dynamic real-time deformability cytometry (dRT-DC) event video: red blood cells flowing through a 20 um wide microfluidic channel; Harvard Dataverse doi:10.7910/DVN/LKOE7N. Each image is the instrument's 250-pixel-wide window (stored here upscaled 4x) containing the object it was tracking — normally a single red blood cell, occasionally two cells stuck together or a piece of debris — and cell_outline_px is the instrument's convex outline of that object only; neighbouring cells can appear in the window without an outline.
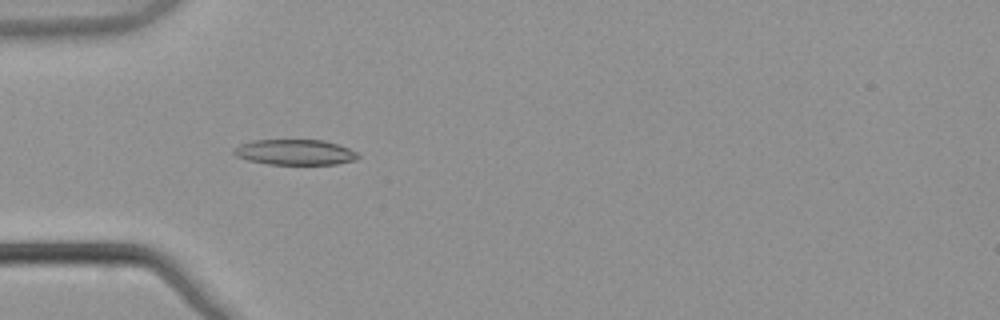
{"species": "common noctule bat (a hibernating species)", "species_latin": "Nyctalus noctula", "temperature_condition": "warm", "stored_images_in_passage": 54, "camera_frame_rate_fps": 3000, "um_per_image_px": 0.085, "animal": {"sex": "male", "body_mass_g": 21.5, "forearm_length_mm": 52.0}, "frame": {"image": 1, "passage_image": 18, "time_ms": 5.667, "image_size_px": [1000, 320], "cell_outline_px": [[360, 156], [356, 160], [336, 164], [268, 164], [248, 160], [236, 156], [232, 152], [232, 148], [240, 144], [252, 140], [324, 140], [348, 148], [356, 152]], "centroid_in_image_um": [25.04, 12.93], "position_along_channel_um": 60.0, "area_um2": 18.44}}
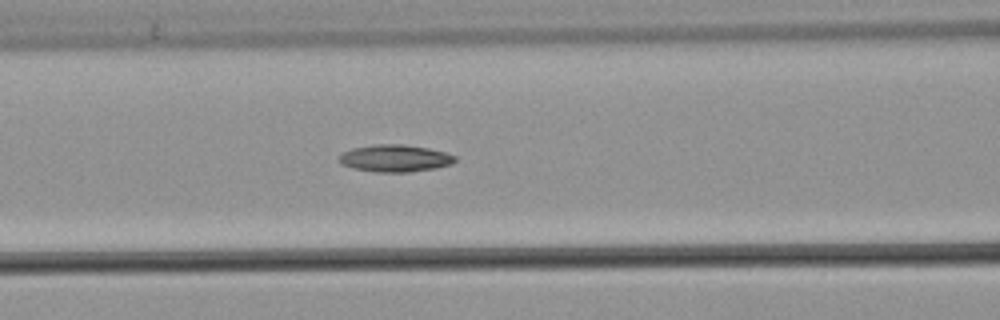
{"frame": {"image": 2, "passage_image": 24, "time_ms": 7.667, "image_size_px": [1000, 320], "cell_outline_px": [[456, 160], [452, 164], [436, 168], [408, 172], [376, 172], [352, 168], [340, 164], [340, 152], [352, 148], [376, 144], [404, 144], [428, 148], [444, 152], [456, 156]], "centroid_in_image_um": [33.56, 13.45], "position_along_channel_um": 133.0, "area_um2": 18.44}}
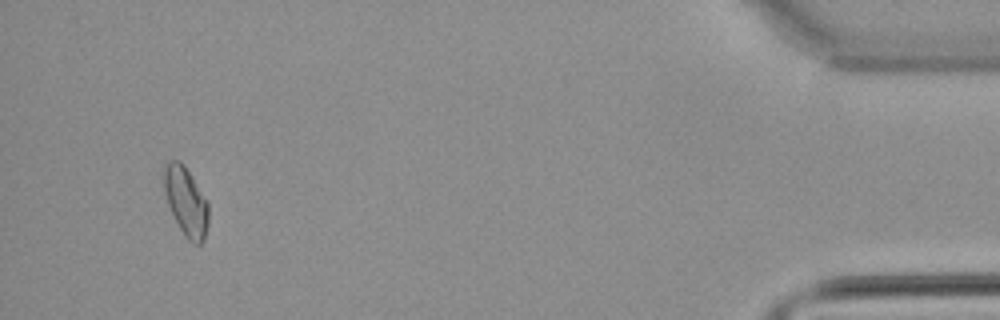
{"frame": {"image": 3, "passage_image": 52, "time_ms": 17.0, "image_size_px": [1000, 320], "cell_outline_px": [[208, 224], [204, 240], [200, 244], [192, 244], [184, 236], [168, 204], [164, 192], [164, 168], [168, 160], [180, 160], [184, 164], [208, 204]], "centroid_in_image_um": [15.8, 17.14], "position_along_channel_um": 419.4, "area_um2": 17.63}}